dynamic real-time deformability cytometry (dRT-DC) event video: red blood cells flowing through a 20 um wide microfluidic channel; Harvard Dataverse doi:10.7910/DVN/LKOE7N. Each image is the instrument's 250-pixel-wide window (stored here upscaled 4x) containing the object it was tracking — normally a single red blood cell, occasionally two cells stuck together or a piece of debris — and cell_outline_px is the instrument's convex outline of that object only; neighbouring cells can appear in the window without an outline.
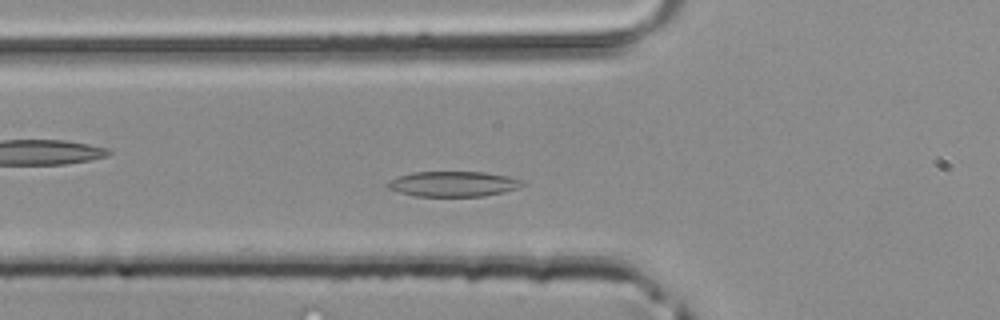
{"species": "common noctule bat (a hibernating species)", "species_latin": "Nyctalus noctula", "temperature_condition": "room temperature", "stored_images_in_passage": 36, "camera_frame_rate_fps": 3000, "um_per_image_px": 0.085, "animal": {"sex": "male", "body_mass_g": 20.4}, "frame": {"image": 1, "passage_image": 5, "time_ms": 1.333, "image_size_px": [1000, 320], "cell_outline_px": [[524, 184], [516, 188], [504, 192], [484, 196], [416, 196], [400, 192], [388, 188], [388, 180], [396, 176], [412, 172], [484, 172], [508, 176], [520, 180]], "centroid_in_image_um": [38.49, 15.63], "position_along_channel_um": 87.3, "area_um2": 19.71}}
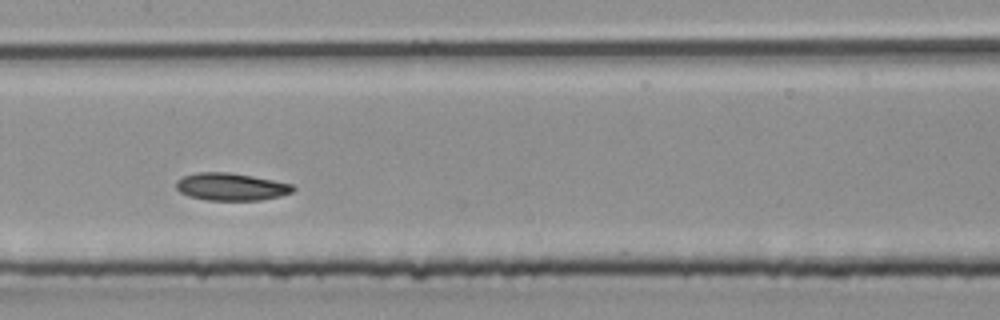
{"frame": {"image": 2, "passage_image": 12, "time_ms": 3.667, "image_size_px": [1000, 320], "cell_outline_px": [[296, 188], [292, 192], [280, 196], [260, 200], [208, 200], [188, 196], [180, 192], [176, 188], [176, 180], [184, 176], [196, 172], [228, 172], [252, 176], [292, 184]], "centroid_in_image_um": [19.62, 15.87], "position_along_channel_um": 187.8, "area_um2": 18.67}}
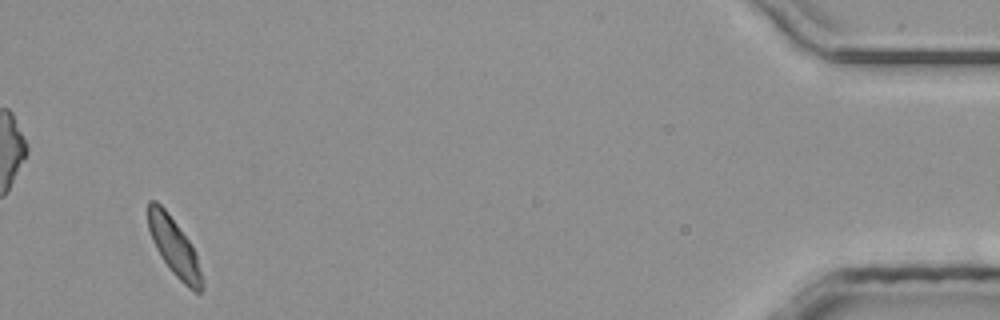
{"frame": {"image": 3, "passage_image": 34, "time_ms": 11.0, "image_size_px": [1000, 320], "cell_outline_px": [[204, 288], [200, 292], [196, 292], [188, 288], [172, 272], [156, 248], [152, 240], [148, 228], [148, 200], [156, 200], [164, 208], [192, 244], [196, 256], [204, 284]], "centroid_in_image_um": [14.81, 20.99], "position_along_channel_um": 420.4, "area_um2": 17.92}}